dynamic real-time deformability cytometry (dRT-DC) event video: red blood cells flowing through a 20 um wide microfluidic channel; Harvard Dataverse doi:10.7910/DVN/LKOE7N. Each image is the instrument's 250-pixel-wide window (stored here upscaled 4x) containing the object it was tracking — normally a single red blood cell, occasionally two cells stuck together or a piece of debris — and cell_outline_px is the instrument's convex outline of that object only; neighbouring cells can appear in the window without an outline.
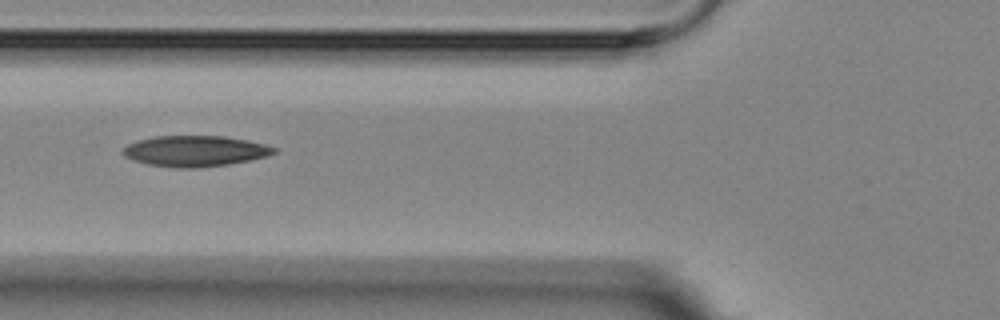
{"species": "Egyptian fruit bat (a non-hibernating species)", "species_latin": "Rousettus aegyptiacus", "temperature_condition": "room temperature", "stored_images_in_passage": 14, "camera_frame_rate_fps": 3000, "um_per_image_px": 0.085, "animal": {"sex": "female"}, "frame": {"image": 1, "passage_image": 4, "time_ms": 3.333, "image_size_px": [1000, 320], "cell_outline_px": [[276, 152], [268, 156], [228, 164], [200, 168], [176, 168], [148, 164], [132, 160], [124, 156], [124, 148], [128, 144], [140, 140], [156, 136], [224, 136], [248, 140], [264, 144], [276, 148]], "centroid_in_image_um": [16.59, 12.84], "position_along_channel_um": 109.2, "area_um2": 26.99}}
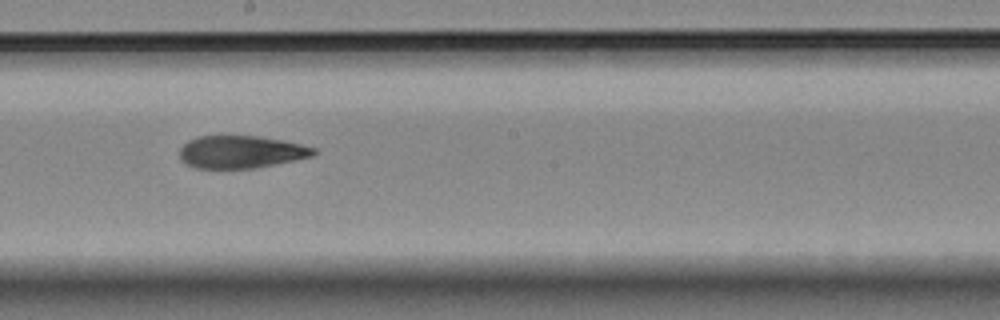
{"frame": {"image": 2, "passage_image": 7, "time_ms": 6.667, "image_size_px": [1000, 320], "cell_outline_px": [[316, 152], [312, 156], [256, 168], [196, 168], [184, 164], [180, 160], [180, 148], [188, 140], [200, 136], [256, 136], [284, 140], [316, 148]], "centroid_in_image_um": [20.45, 12.91], "position_along_channel_um": 227.7, "area_um2": 25.37}}
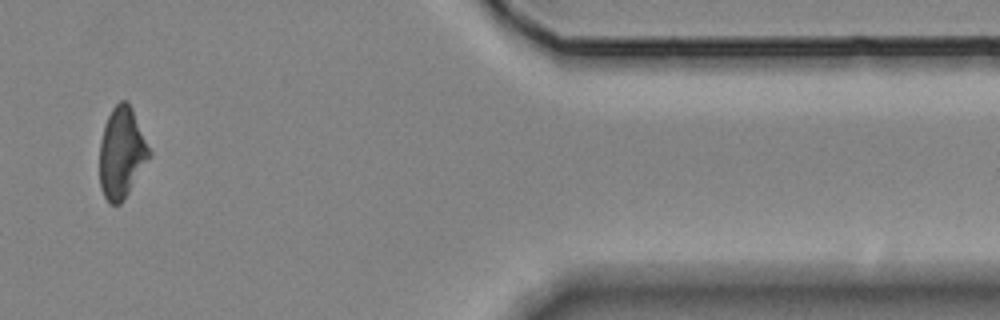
{"frame": {"image": 3, "passage_image": 12, "time_ms": 12.667, "image_size_px": [1000, 320], "cell_outline_px": [[152, 152], [124, 200], [120, 204], [108, 204], [100, 188], [100, 140], [104, 124], [112, 108], [120, 100], [128, 100], [132, 108]], "centroid_in_image_um": [10.33, 12.98], "position_along_channel_um": 401.1, "area_um2": 26.36}}